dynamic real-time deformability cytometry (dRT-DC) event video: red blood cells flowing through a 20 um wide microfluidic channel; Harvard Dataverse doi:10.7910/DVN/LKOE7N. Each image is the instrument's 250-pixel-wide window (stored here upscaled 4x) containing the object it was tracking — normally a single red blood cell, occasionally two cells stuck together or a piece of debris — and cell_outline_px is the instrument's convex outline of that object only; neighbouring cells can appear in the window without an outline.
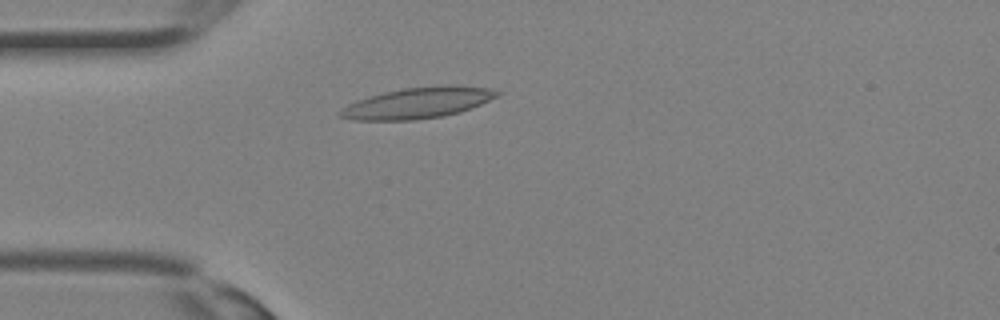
{"species": "Egyptian fruit bat (a non-hibernating species)", "species_latin": "Rousettus aegyptiacus", "temperature_condition": "room temperature", "stored_images_in_passage": 32, "camera_frame_rate_fps": 3000, "um_per_image_px": 0.085, "animal": {"sex": "female"}, "frame": {"image": 1, "passage_image": 7, "time_ms": 2.0, "image_size_px": [1000, 320], "cell_outline_px": [[500, 96], [472, 108], [460, 112], [444, 116], [416, 120], [352, 120], [336, 116], [336, 112], [348, 104], [368, 96], [384, 92], [404, 88], [444, 84], [448, 84], [488, 88], [500, 92]], "centroid_in_image_um": [35.5, 8.75], "position_along_channel_um": 49.5, "area_um2": 28.73}}
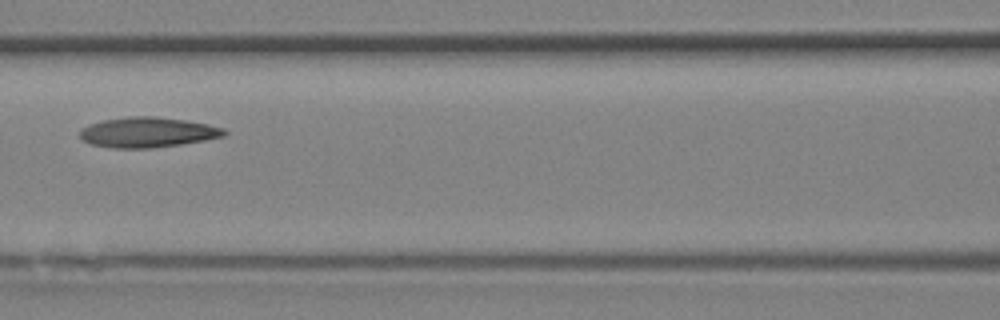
{"frame": {"image": 2, "passage_image": 13, "time_ms": 4.0, "image_size_px": [1000, 320], "cell_outline_px": [[228, 132], [224, 136], [204, 140], [180, 144], [152, 148], [112, 148], [92, 144], [84, 140], [80, 136], [80, 128], [104, 120], [128, 116], [156, 116], [184, 120], [208, 124], [224, 128]], "centroid_in_image_um": [12.56, 11.24], "position_along_channel_um": 154.0, "area_um2": 25.26}}
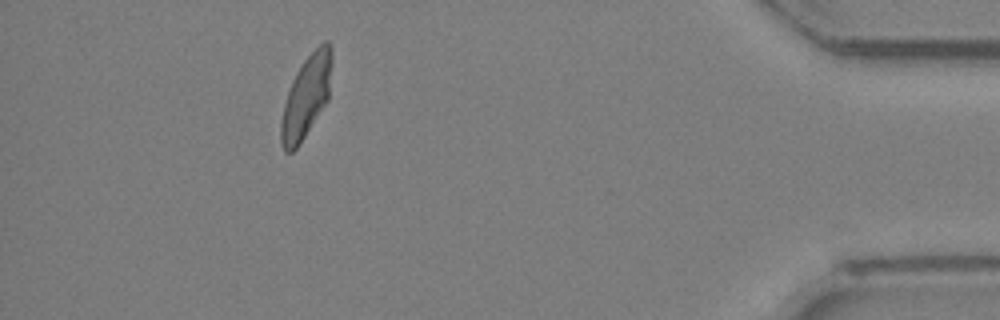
{"frame": {"image": 3, "passage_image": 29, "time_ms": 9.333, "image_size_px": [1000, 320], "cell_outline_px": [[332, 64], [328, 100], [296, 148], [292, 152], [284, 152], [280, 144], [280, 124], [284, 104], [292, 80], [296, 72], [304, 60], [324, 40], [328, 40], [332, 48]], "centroid_in_image_um": [26.03, 8.2], "position_along_channel_um": 409.2, "area_um2": 24.16}}